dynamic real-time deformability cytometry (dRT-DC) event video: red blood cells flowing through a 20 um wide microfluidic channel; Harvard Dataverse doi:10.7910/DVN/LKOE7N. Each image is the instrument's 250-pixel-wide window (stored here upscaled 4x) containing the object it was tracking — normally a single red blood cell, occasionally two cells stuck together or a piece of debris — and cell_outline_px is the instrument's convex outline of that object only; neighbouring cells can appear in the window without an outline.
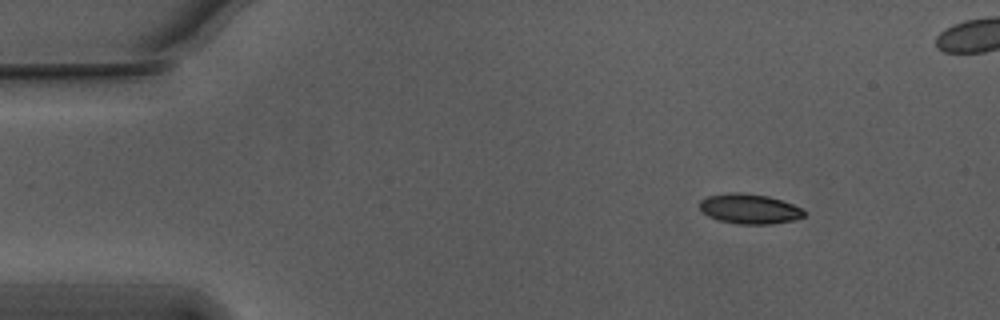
{"species": "Egyptian fruit bat (a non-hibernating species)", "species_latin": "Rousettus aegyptiacus", "temperature_condition": "warm", "stored_images_in_passage": 50, "camera_frame_rate_fps": 3000, "um_per_image_px": 0.085, "animal": {"sex": "male"}, "frame": {"image": 1, "passage_image": 1, "time_ms": 0.0, "image_size_px": [1000, 320], "cell_outline_px": [[808, 212], [804, 216], [792, 220], [768, 224], [740, 224], [720, 220], [708, 216], [700, 208], [700, 200], [708, 196], [728, 192], [740, 192], [768, 196], [792, 204]], "centroid_in_image_um": [63.7, 17.74], "position_along_channel_um": 21.3, "area_um2": 18.03}}
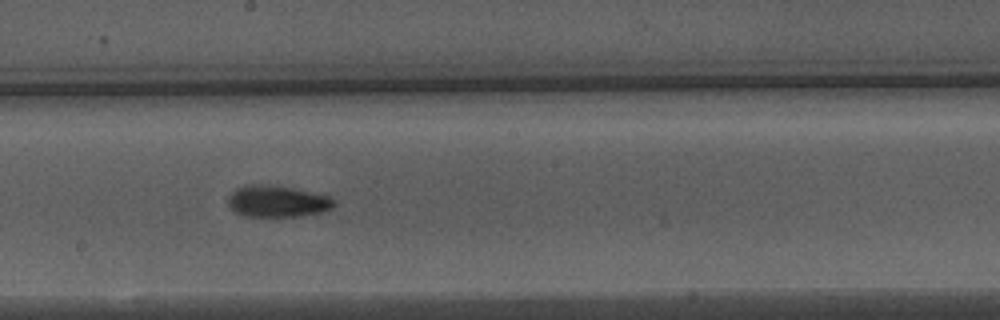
{"frame": {"image": 2, "passage_image": 24, "time_ms": 7.667, "image_size_px": [1000, 320], "cell_outline_px": [[336, 204], [332, 208], [324, 212], [300, 216], [244, 216], [236, 212], [228, 204], [228, 200], [232, 192], [236, 188], [252, 184], [260, 184], [292, 188], [328, 196]], "centroid_in_image_um": [23.57, 17.12], "position_along_channel_um": 224.6, "area_um2": 19.19}}
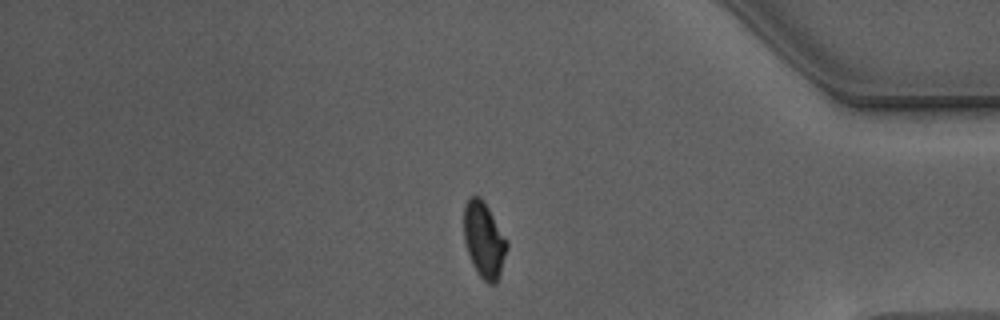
{"frame": {"image": 3, "passage_image": 40, "time_ms": 13.0, "image_size_px": [1000, 320], "cell_outline_px": [[508, 248], [496, 284], [488, 284], [476, 272], [472, 264], [464, 240], [464, 204], [472, 196], [480, 196], [484, 200], [508, 240]], "centroid_in_image_um": [41.15, 20.38], "position_along_channel_um": 394.0, "area_um2": 19.13}, "authors_computed_cell_mechanics": {"area_um2": 18.9295, "velocity_mm_per_s": 3.7512, "shape_relaxation_time_tau1_ms": 3.1817, "shape_relaxation_time_tau2_ms": 2.9588, "deformation_change_tau1": 0.1466, "deformation_change_tau2": 0.0931}}